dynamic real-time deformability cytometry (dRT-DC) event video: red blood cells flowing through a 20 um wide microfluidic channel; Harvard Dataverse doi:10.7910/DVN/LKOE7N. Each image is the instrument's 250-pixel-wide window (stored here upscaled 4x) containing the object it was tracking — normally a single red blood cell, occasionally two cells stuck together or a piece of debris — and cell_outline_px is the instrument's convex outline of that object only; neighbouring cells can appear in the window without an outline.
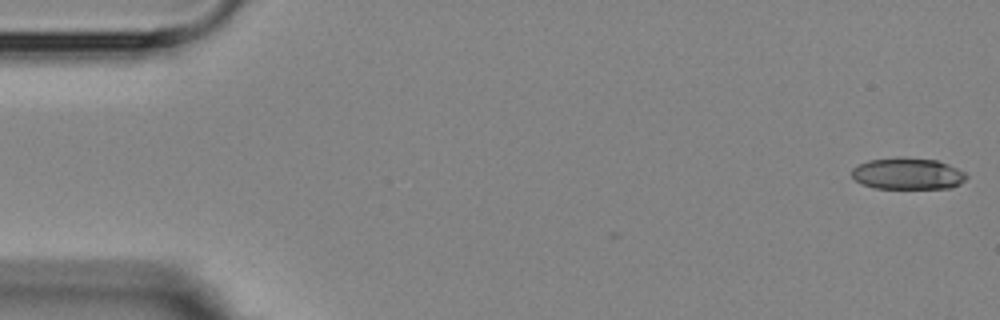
{"species": "Egyptian fruit bat (a non-hibernating species)", "species_latin": "Rousettus aegyptiacus", "temperature_condition": "room temperature", "stored_images_in_passage": 2, "camera_frame_rate_fps": 3000, "um_per_image_px": 0.085, "animal": {"sex": "female"}, "frame": {"image": 1, "passage_image": 2, "time_ms": 1.0, "image_size_px": [1000, 320], "cell_outline_px": [[968, 176], [960, 184], [952, 188], [872, 188], [860, 184], [852, 176], [852, 168], [868, 160], [900, 156], [936, 160], [948, 164], [964, 172]], "centroid_in_image_um": [77.13, 14.76], "position_along_channel_um": 7.9, "area_um2": 21.27}}